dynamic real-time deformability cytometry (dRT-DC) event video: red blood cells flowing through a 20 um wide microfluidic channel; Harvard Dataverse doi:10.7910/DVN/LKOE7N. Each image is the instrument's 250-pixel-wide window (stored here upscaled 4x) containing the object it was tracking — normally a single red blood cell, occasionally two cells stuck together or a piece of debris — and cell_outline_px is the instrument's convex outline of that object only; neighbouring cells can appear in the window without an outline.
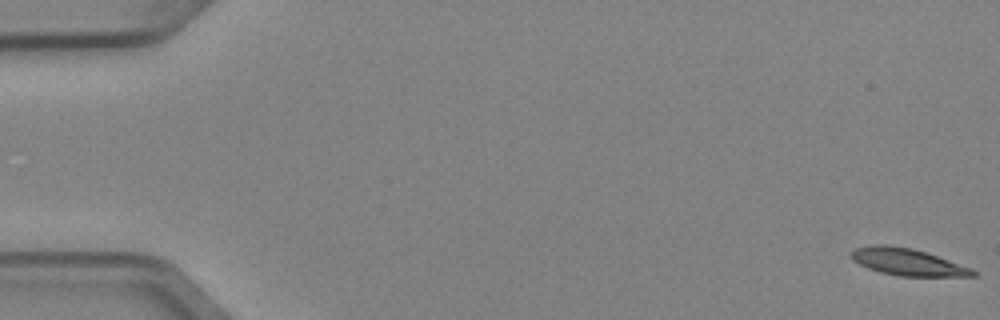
{"species": "Egyptian fruit bat (a non-hibernating species)", "species_latin": "Rousettus aegyptiacus", "temperature_condition": "cold", "stored_images_in_passage": 5, "camera_frame_rate_fps": 3000, "um_per_image_px": 0.085, "animal": {"sex": "female"}, "frame": {"image": 1, "passage_image": 1, "time_ms": 0.0, "image_size_px": [1000, 320], "cell_outline_px": [[976, 276], [900, 276], [880, 272], [868, 268], [852, 260], [848, 252], [856, 248], [872, 244], [884, 244], [912, 248], [972, 268], [976, 272]], "centroid_in_image_um": [77.08, 22.26], "position_along_channel_um": 7.9, "area_um2": 19.02}}
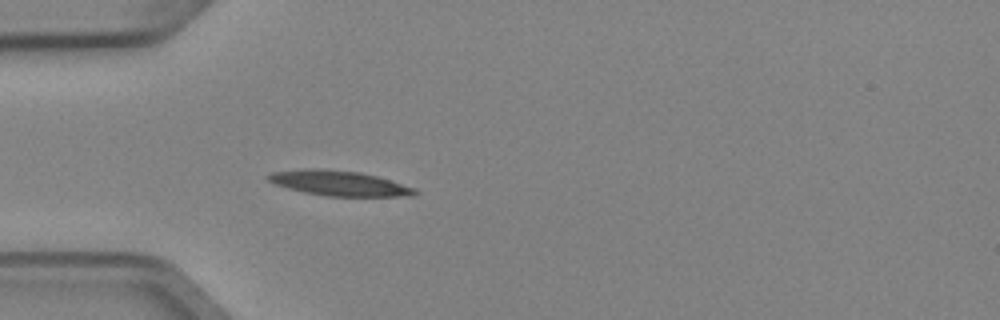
{"frame": {"image": 2, "passage_image": 5, "time_ms": 1.333, "image_size_px": [1000, 320], "cell_outline_px": [[420, 192], [412, 196], [328, 196], [304, 192], [288, 188], [276, 184], [268, 180], [264, 176], [272, 172], [308, 168], [320, 168], [360, 172], [376, 176], [416, 188]], "centroid_in_image_um": [28.83, 15.57], "position_along_channel_um": 56.2, "area_um2": 21.39}}